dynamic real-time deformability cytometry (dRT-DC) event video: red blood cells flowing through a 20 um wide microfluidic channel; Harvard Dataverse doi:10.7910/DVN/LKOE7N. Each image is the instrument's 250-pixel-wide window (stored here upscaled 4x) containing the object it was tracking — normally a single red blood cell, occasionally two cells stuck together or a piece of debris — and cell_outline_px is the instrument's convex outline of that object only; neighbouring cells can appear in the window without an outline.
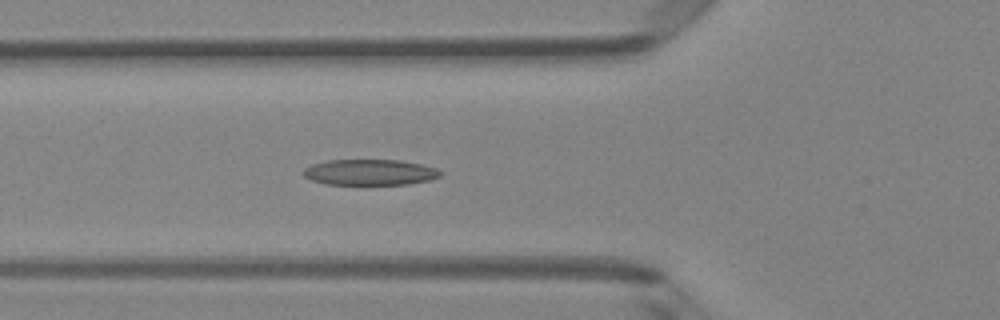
{"species": "Egyptian fruit bat (a non-hibernating species)", "species_latin": "Rousettus aegyptiacus", "temperature_condition": "room temperature", "stored_images_in_passage": 35, "camera_frame_rate_fps": 3000, "um_per_image_px": 0.085, "animal": {"sex": "female"}, "frame": {"image": 1, "passage_image": 4, "time_ms": 1.0, "image_size_px": [1000, 320], "cell_outline_px": [[440, 176], [428, 180], [408, 184], [324, 184], [312, 180], [304, 176], [300, 172], [304, 168], [312, 164], [328, 160], [400, 160], [420, 164], [436, 168], [440, 172]], "centroid_in_image_um": [31.38, 14.64], "position_along_channel_um": 94.4, "area_um2": 20.52}}
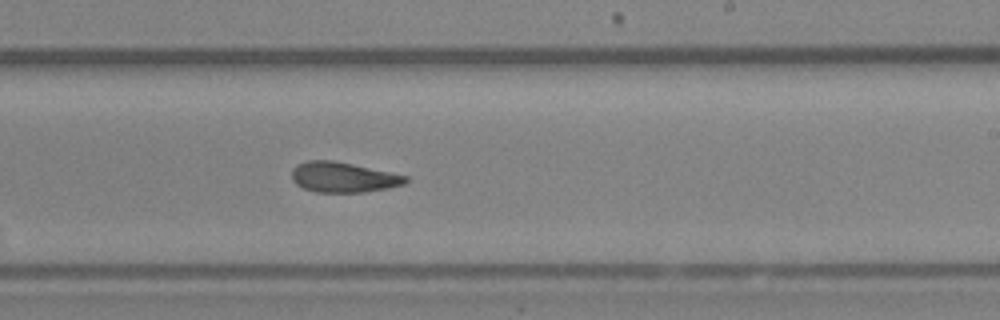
{"frame": {"image": 2, "passage_image": 16, "time_ms": 5.0, "image_size_px": [1000, 320], "cell_outline_px": [[408, 180], [404, 184], [388, 188], [360, 192], [316, 192], [304, 188], [296, 184], [292, 180], [292, 168], [296, 164], [308, 160], [332, 160], [352, 164], [408, 176]], "centroid_in_image_um": [29.14, 15.06], "position_along_channel_um": 259.9, "area_um2": 19.94}}
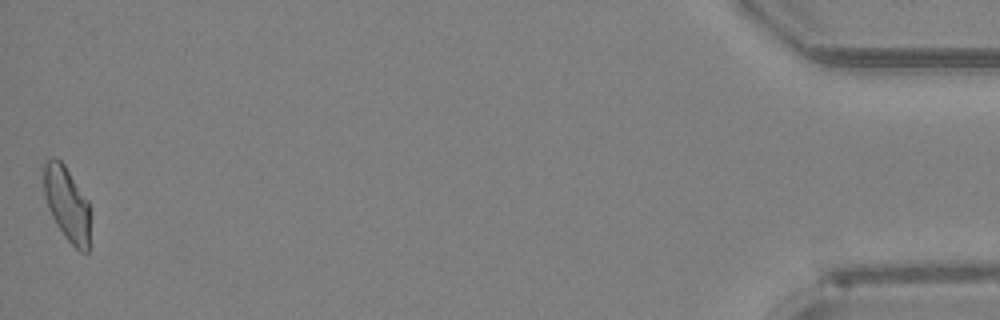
{"frame": {"image": 3, "passage_image": 35, "time_ms": 11.333, "image_size_px": [1000, 320], "cell_outline_px": [[88, 252], [80, 252], [64, 236], [56, 224], [48, 208], [44, 192], [44, 160], [52, 156], [56, 156], [64, 164], [88, 200]], "centroid_in_image_um": [5.66, 17.27], "position_along_channel_um": 429.5, "area_um2": 19.88}, "authors_computed_cell_mechanics": {"area_um2": 20.3456, "velocity_mm_per_s": 4.1509, "shape_relaxation_time_tau1_ms": 5.6926, "shape_relaxation_time_tau2_ms": 2.4458, "deformation_change_tau1": 0.1808, "deformation_change_tau2": 0.1065}}